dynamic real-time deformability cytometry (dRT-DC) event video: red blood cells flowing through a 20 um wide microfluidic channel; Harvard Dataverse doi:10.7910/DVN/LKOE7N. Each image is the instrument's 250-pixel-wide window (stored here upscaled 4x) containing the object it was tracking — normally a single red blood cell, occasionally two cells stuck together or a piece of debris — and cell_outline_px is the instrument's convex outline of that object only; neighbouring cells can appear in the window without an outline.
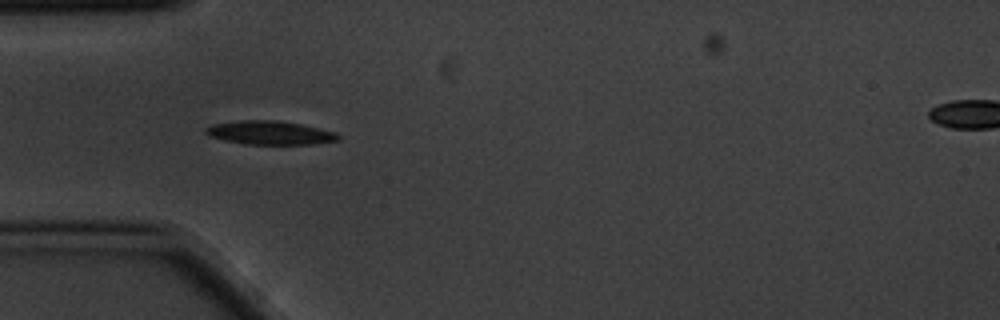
{"species": "common noctule bat (a hibernating species)", "species_latin": "Nyctalus noctula", "temperature_condition": "cold", "stored_images_in_passage": 5, "camera_frame_rate_fps": 3000, "um_per_image_px": 0.085, "animal": {"sex": "male", "body_mass_g": 20.1, "forearm_length_mm": 53.5}, "frame": {"image": 1, "passage_image": 4, "time_ms": 1.0, "image_size_px": [1000, 320], "cell_outline_px": [[340, 140], [316, 144], [244, 144], [224, 140], [208, 136], [204, 132], [204, 128], [212, 124], [240, 120], [276, 120], [300, 124], [336, 132], [340, 136]], "centroid_in_image_um": [22.92, 11.29], "position_along_channel_um": 62.1, "area_um2": 18.38}}